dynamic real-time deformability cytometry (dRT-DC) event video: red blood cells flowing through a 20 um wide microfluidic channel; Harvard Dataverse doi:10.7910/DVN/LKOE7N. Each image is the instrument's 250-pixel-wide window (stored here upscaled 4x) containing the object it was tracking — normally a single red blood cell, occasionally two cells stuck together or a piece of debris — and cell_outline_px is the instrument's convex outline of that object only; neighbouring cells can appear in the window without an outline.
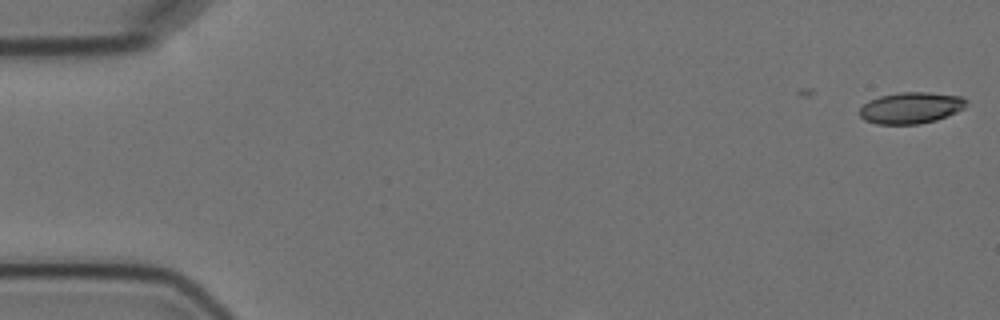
{"species": "Egyptian fruit bat (a non-hibernating species)", "species_latin": "Rousettus aegyptiacus", "temperature_condition": "cold", "stored_images_in_passage": 5, "camera_frame_rate_fps": 3000, "um_per_image_px": 0.085, "animal": {"sex": "female"}, "frame": {"image": 1, "passage_image": 1, "time_ms": 0.0, "image_size_px": [1000, 320], "cell_outline_px": [[968, 100], [964, 108], [956, 112], [936, 120], [920, 124], [876, 124], [864, 120], [860, 116], [860, 108], [868, 100], [880, 96], [900, 92], [928, 92], [964, 96]], "centroid_in_image_um": [77.44, 9.16], "position_along_channel_um": 7.6, "area_um2": 19.65}}